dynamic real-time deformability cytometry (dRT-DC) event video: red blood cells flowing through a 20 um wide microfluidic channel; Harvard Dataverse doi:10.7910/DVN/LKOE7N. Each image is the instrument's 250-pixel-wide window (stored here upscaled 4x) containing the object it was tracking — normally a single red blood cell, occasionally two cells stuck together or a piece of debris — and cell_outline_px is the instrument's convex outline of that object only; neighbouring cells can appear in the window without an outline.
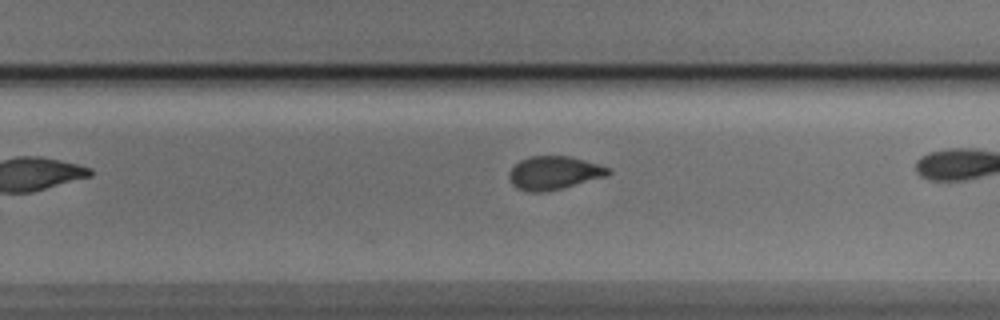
{"species": "Egyptian fruit bat (a non-hibernating species)", "species_latin": "Rousettus aegyptiacus", "temperature_condition": "cold", "stored_images_in_passage": 22, "camera_frame_rate_fps": 3000, "um_per_image_px": 0.085, "animal": {"sex": "male"}, "frame": {"image": 1, "passage_image": 18, "time_ms": 5.667, "image_size_px": [1000, 320], "cell_outline_px": [[612, 172], [608, 176], [544, 192], [528, 192], [516, 188], [512, 184], [508, 176], [512, 168], [520, 160], [532, 156], [572, 156], [612, 168]], "centroid_in_image_um": [47.12, 14.69], "position_along_channel_um": 282.7, "area_um2": 19.31}}